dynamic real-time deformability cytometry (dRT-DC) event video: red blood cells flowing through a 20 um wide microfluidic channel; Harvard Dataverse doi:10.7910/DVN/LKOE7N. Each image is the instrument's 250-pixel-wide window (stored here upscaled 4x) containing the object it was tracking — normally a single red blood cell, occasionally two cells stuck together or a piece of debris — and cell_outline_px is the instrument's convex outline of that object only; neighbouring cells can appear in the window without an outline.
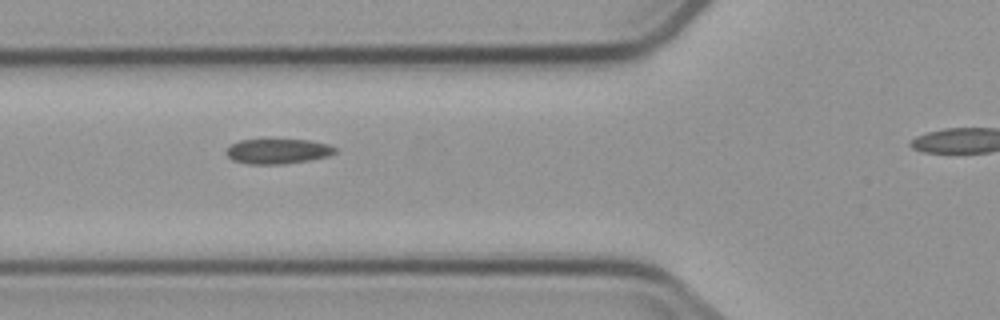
{"species": "common noctule bat (a hibernating species)", "species_latin": "Nyctalus noctula", "temperature_condition": "cold", "stored_images_in_passage": 13, "camera_frame_rate_fps": 3000, "um_per_image_px": 0.085, "animal": {"sex": "male", "body_mass_g": 23.1, "forearm_length_mm": 52.7}, "frame": {"image": 1, "passage_image": 3, "time_ms": 2.333, "image_size_px": [1000, 320], "cell_outline_px": [[336, 152], [328, 156], [308, 160], [284, 164], [248, 164], [232, 160], [224, 152], [232, 144], [240, 140], [312, 140], [328, 144], [336, 148]], "centroid_in_image_um": [23.61, 12.86], "position_along_channel_um": 102.2, "area_um2": 15.78}}
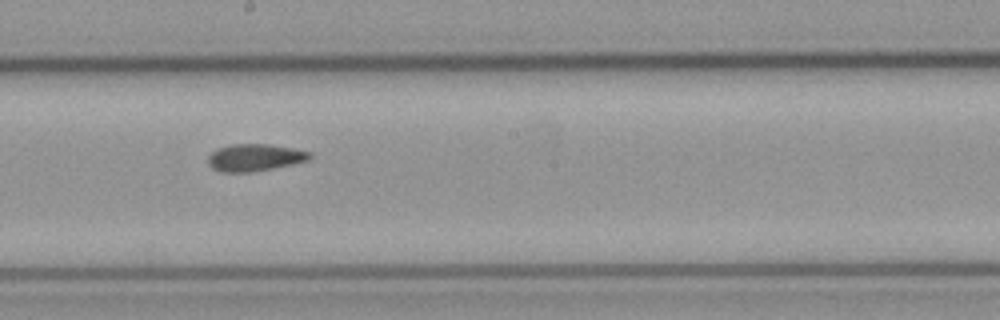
{"frame": {"image": 2, "passage_image": 6, "time_ms": 5.667, "image_size_px": [1000, 320], "cell_outline_px": [[312, 156], [308, 160], [292, 164], [272, 168], [248, 172], [220, 172], [212, 168], [208, 164], [208, 156], [216, 148], [232, 144], [268, 144], [292, 148], [312, 152]], "centroid_in_image_um": [21.63, 13.38], "position_along_channel_um": 226.6, "area_um2": 16.07}}
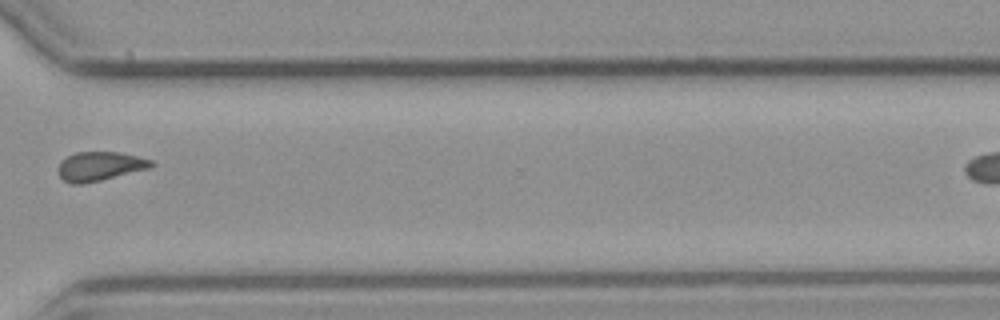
{"frame": {"image": 3, "passage_image": 9, "time_ms": 9.333, "image_size_px": [1000, 320], "cell_outline_px": [[156, 164], [148, 168], [84, 184], [72, 184], [64, 180], [60, 176], [56, 168], [60, 160], [76, 152], [120, 152], [152, 160]], "centroid_in_image_um": [8.43, 14.12], "position_along_channel_um": 362.2, "area_um2": 15.72}, "authors_computed_cell_mechanics": {"area_um2": 16.2418, "velocity_mm_per_s": 3.7054, "shape_relaxation_time_tau1_ms": null, "shape_relaxation_time_tau2_ms": 4.4097, "deformation_change_tau1": null, "deformation_change_tau2": 0.0715}}